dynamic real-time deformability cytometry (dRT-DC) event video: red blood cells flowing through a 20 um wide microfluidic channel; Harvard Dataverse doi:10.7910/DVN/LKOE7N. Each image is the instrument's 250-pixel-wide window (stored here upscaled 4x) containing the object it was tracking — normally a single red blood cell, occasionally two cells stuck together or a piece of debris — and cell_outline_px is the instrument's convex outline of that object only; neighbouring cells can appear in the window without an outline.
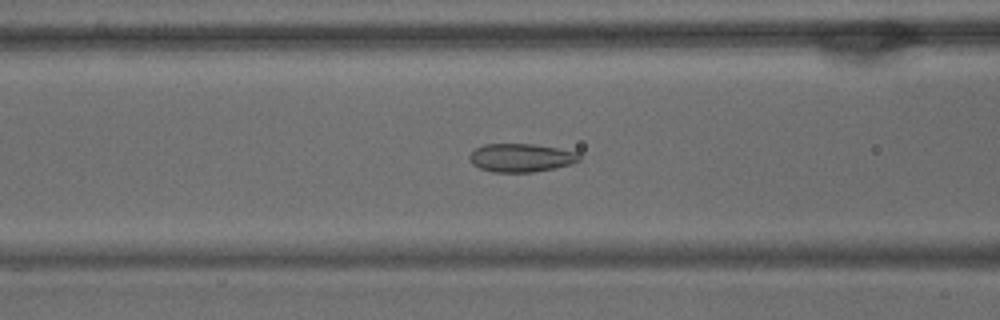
{"species": "common noctule bat (a hibernating species)", "species_latin": "Nyctalus noctula", "temperature_condition": "warm", "stored_images_in_passage": 57, "camera_frame_rate_fps": 3000, "um_per_image_px": 0.085, "animal": {"sex": "male", "body_mass_g": 15.6}, "frame": {"image": 1, "passage_image": 22, "time_ms": 7.0, "image_size_px": [1000, 320], "cell_outline_px": [[580, 160], [572, 164], [556, 168], [532, 172], [492, 172], [480, 168], [472, 164], [468, 156], [476, 148], [484, 144], [532, 144], [580, 152]], "centroid_in_image_um": [44.31, 13.41], "position_along_channel_um": 122.3, "area_um2": 18.21}}
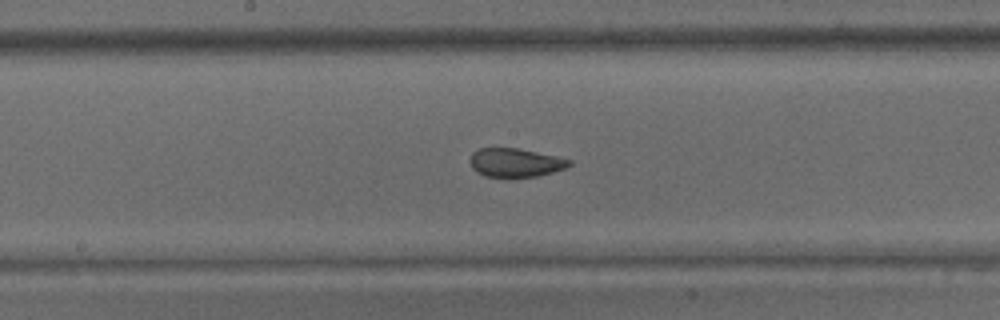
{"frame": {"image": 2, "passage_image": 29, "time_ms": 9.333, "image_size_px": [1000, 320], "cell_outline_px": [[572, 164], [568, 168], [540, 176], [508, 180], [484, 176], [476, 172], [472, 168], [468, 160], [472, 152], [480, 148], [520, 148], [556, 156], [572, 160]], "centroid_in_image_um": [43.8, 13.87], "position_along_channel_um": 204.4, "area_um2": 17.57}}
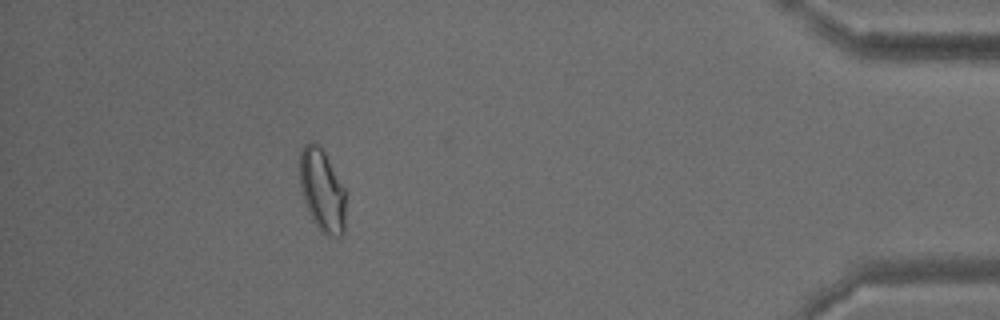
{"frame": {"image": 3, "passage_image": 51, "time_ms": 16.667, "image_size_px": [1000, 320], "cell_outline_px": [[344, 232], [340, 236], [332, 236], [324, 232], [312, 220], [304, 200], [300, 188], [300, 152], [304, 144], [312, 140], [320, 144], [344, 188]], "centroid_in_image_um": [27.35, 16.12], "position_along_channel_um": 407.8, "area_um2": 21.79}, "authors_computed_cell_mechanics": {"area_um2": 19.9988, "velocity_mm_per_s": 3.5164, "shape_relaxation_time_tau1_ms": null, "shape_relaxation_time_tau2_ms": 0.8081, "deformation_change_tau1": null, "deformation_change_tau2": 0.0576}}